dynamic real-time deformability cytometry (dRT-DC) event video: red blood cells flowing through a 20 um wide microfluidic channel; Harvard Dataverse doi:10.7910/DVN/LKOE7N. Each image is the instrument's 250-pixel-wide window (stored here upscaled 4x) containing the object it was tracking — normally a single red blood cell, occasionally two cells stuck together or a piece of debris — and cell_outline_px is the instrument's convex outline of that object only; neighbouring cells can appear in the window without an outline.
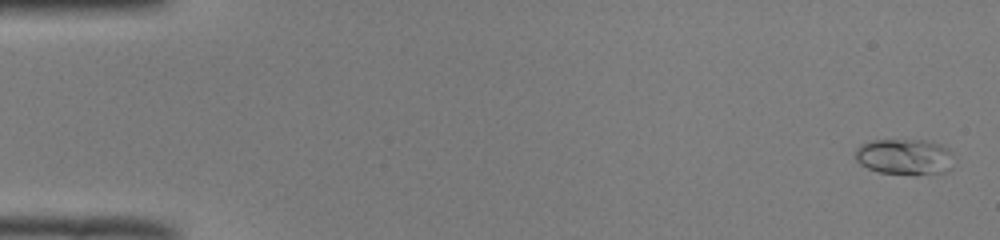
{"species": "common noctule bat (a hibernating species)", "species_latin": "Nyctalus noctula", "temperature_condition": "room temperature", "stored_images_in_passage": 52, "camera_frame_rate_fps": 3000, "um_per_image_px": 0.085, "animal": {"sex": "male", "body_mass_g": 19.0, "forearm_length_mm": 50.8}, "frame": {"image": 1, "passage_image": 2, "time_ms": 0.333, "image_size_px": [1000, 240], "cell_outline_px": [[952, 168], [948, 172], [876, 172], [860, 164], [856, 160], [856, 148], [860, 144], [872, 140], [924, 140], [940, 144], [948, 148], [952, 152]], "centroid_in_image_um": [76.88, 13.28], "position_along_channel_um": 8.1, "area_um2": 20.17}}
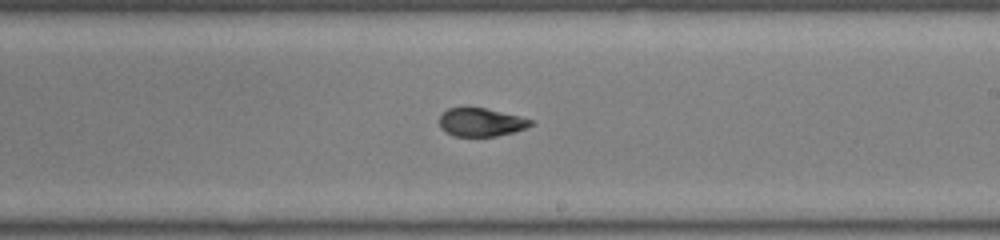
{"frame": {"image": 2, "passage_image": 31, "time_ms": 10.0, "image_size_px": [1000, 240], "cell_outline_px": [[536, 124], [512, 132], [496, 136], [452, 136], [440, 128], [440, 116], [448, 108], [464, 104], [484, 108], [520, 116], [532, 120]], "centroid_in_image_um": [40.84, 10.35], "position_along_channel_um": 248.2, "area_um2": 15.43}}
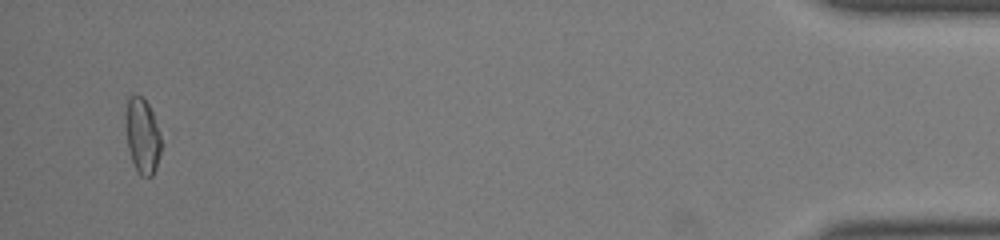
{"frame": {"image": 3, "passage_image": 50, "time_ms": 16.333, "image_size_px": [1000, 240], "cell_outline_px": [[160, 152], [156, 168], [152, 176], [140, 176], [136, 172], [128, 148], [124, 120], [124, 112], [128, 96], [140, 96], [148, 104], [152, 112], [160, 132]], "centroid_in_image_um": [12.07, 11.54], "position_along_channel_um": 423.1, "area_um2": 15.72}, "authors_computed_cell_mechanics": {"area_um2": 16.0684, "velocity_mm_per_s": 4.0091, "shape_relaxation_time_tau1_ms": 7.4615, "shape_relaxation_time_tau2_ms": 2.3009, "deformation_change_tau1": 0.2259, "deformation_change_tau2": 0.0775}}